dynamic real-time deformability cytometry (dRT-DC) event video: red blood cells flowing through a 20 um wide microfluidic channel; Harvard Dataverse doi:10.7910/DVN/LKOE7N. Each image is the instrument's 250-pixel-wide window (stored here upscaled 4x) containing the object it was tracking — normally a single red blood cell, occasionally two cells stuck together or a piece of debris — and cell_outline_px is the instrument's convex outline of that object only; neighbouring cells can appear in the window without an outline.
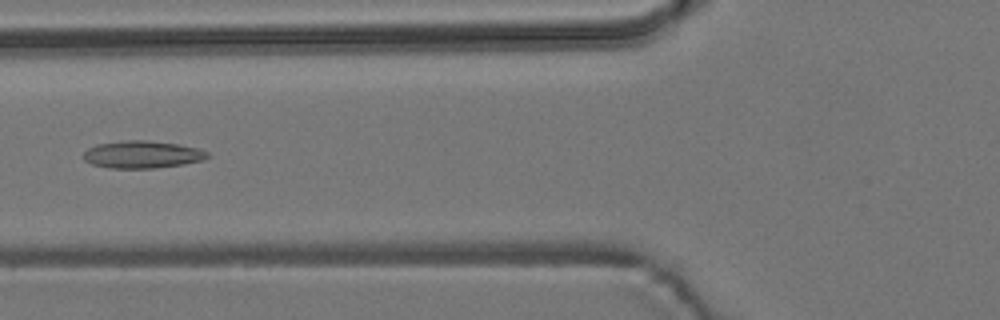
{"species": "common noctule bat (a hibernating species)", "species_latin": "Nyctalus noctula", "temperature_condition": "room temperature", "stored_images_in_passage": 8, "camera_frame_rate_fps": 3000, "um_per_image_px": 0.085, "animal": {"sex": "male", "body_mass_g": 19.2, "forearm_length_mm": 51.8}, "frame": {"image": 1, "passage_image": 6, "time_ms": 6.0, "image_size_px": [1000, 320], "cell_outline_px": [[208, 156], [204, 160], [184, 164], [156, 168], [108, 168], [92, 164], [84, 160], [84, 152], [88, 148], [96, 144], [120, 140], [148, 140], [176, 144], [200, 148], [208, 152]], "centroid_in_image_um": [12.08, 13.13], "position_along_channel_um": 113.7, "area_um2": 19.94}}
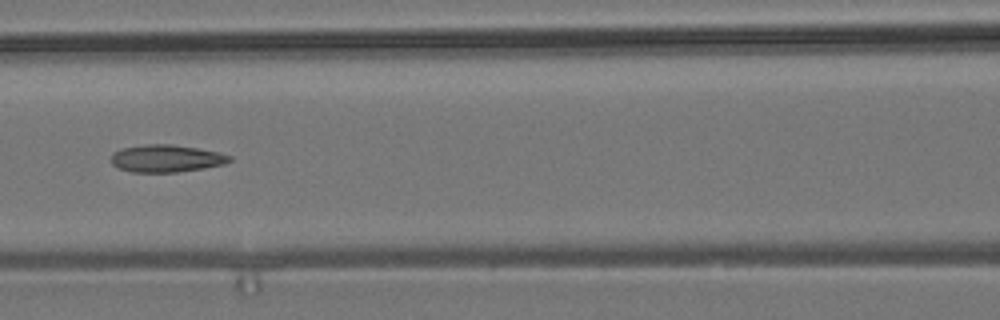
{"frame": {"image": 2, "passage_image": 7, "time_ms": 7.0, "image_size_px": [1000, 320], "cell_outline_px": [[232, 160], [224, 164], [204, 168], [176, 172], [132, 172], [116, 168], [112, 164], [112, 152], [120, 148], [144, 144], [172, 144], [220, 152], [232, 156]], "centroid_in_image_um": [14.11, 13.46], "position_along_channel_um": 152.5, "area_um2": 19.07}}
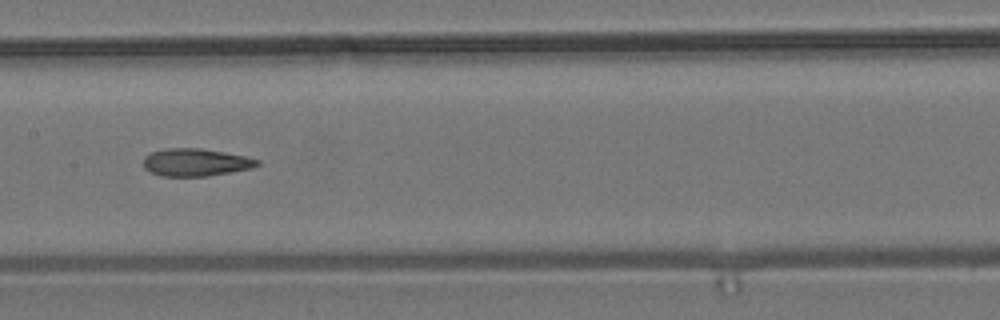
{"frame": {"image": 3, "passage_image": 8, "time_ms": 8.0, "image_size_px": [1000, 320], "cell_outline_px": [[260, 164], [252, 168], [208, 176], [160, 176], [144, 168], [144, 156], [152, 152], [164, 148], [200, 148], [224, 152], [244, 156], [260, 160]], "centroid_in_image_um": [16.63, 13.79], "position_along_channel_um": 190.8, "area_um2": 18.26}}